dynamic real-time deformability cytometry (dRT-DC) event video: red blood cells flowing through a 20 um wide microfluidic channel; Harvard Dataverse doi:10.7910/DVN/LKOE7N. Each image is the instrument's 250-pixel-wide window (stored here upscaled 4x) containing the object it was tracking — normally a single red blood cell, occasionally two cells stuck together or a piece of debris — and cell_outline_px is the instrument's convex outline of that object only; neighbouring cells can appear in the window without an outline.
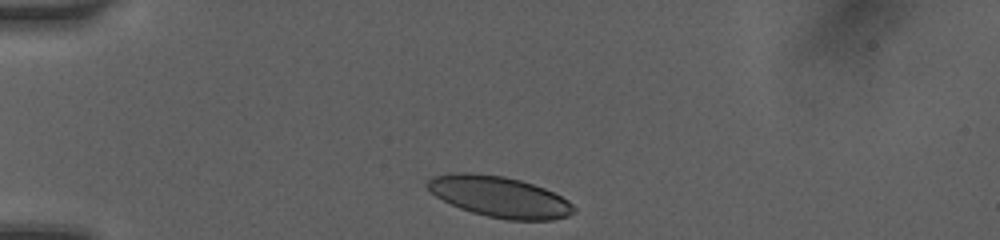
{"species": "human", "species_latin": "Homo sapiens", "temperature_condition": "room temperature", "stored_images_in_passage": 46, "camera_frame_rate_fps": 3000, "um_per_image_px": 0.085, "donor": {"sex": "female"}, "frame": {"image": 1, "passage_image": 1, "time_ms": 0.0, "image_size_px": [1000, 240], "cell_outline_px": [[576, 212], [568, 216], [552, 220], [508, 220], [488, 216], [472, 212], [460, 208], [436, 196], [424, 184], [432, 176], [452, 172], [472, 172], [504, 176], [520, 180], [544, 188], [568, 200], [576, 208]], "centroid_in_image_um": [42.45, 16.71], "position_along_channel_um": 42.5, "area_um2": 34.91}}
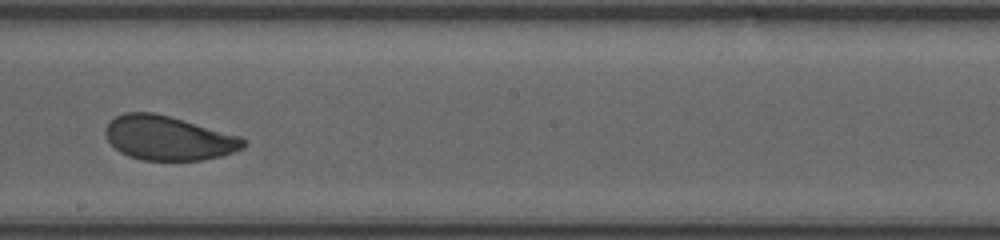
{"frame": {"image": 2, "passage_image": 22, "time_ms": 5.667, "image_size_px": [1000, 240], "cell_outline_px": [[248, 144], [244, 148], [220, 156], [204, 160], [140, 160], [128, 156], [120, 152], [108, 140], [104, 132], [104, 128], [116, 116], [124, 112], [152, 112], [168, 116], [240, 136], [248, 140]], "centroid_in_image_um": [14.32, 11.74], "position_along_channel_um": 233.9, "area_um2": 35.49}}
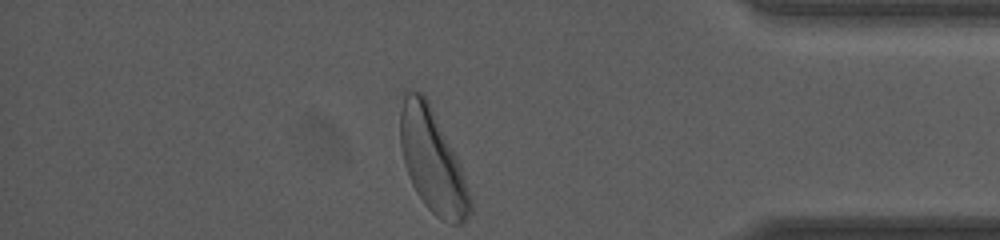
{"frame": {"image": 3, "passage_image": 45, "time_ms": 10.333, "image_size_px": [1000, 240], "cell_outline_px": [[472, 208], [464, 224], [448, 224], [440, 220], [424, 204], [416, 192], [412, 184], [404, 164], [400, 148], [400, 92], [404, 88], [420, 92], [428, 100], [460, 164], [472, 200]], "centroid_in_image_um": [36.72, 13.66], "position_along_channel_um": 398.5, "area_um2": 42.31}, "authors_computed_cell_mechanics": {"area_um2": 35.8649, "velocity_mm_per_s": 4.0619, "shape_relaxation_time_tau1_ms": 2.7331, "shape_relaxation_time_tau2_ms": 2.8152, "deformation_change_tau1": 0.1152, "deformation_change_tau2": 0.0894}}